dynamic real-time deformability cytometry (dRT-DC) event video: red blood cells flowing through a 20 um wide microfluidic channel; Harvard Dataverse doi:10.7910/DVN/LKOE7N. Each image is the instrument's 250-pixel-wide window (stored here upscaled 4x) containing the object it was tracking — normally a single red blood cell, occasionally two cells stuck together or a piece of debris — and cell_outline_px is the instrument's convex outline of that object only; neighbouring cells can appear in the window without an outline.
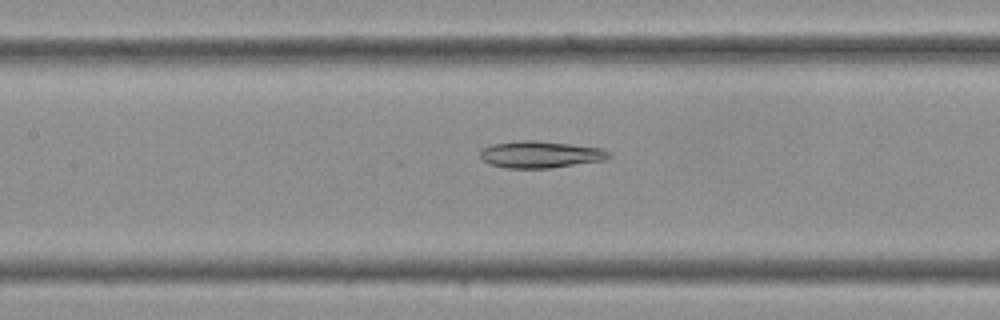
{"species": "Egyptian fruit bat (a non-hibernating species)", "species_latin": "Rousettus aegyptiacus", "temperature_condition": "cold", "stored_images_in_passage": 36, "camera_frame_rate_fps": 3000, "um_per_image_px": 0.085, "frame": {"image": 1, "passage_image": 16, "time_ms": 5.0, "image_size_px": [1000, 320], "cell_outline_px": [[612, 156], [604, 160], [552, 168], [504, 168], [488, 164], [480, 160], [480, 152], [484, 148], [492, 144], [516, 140], [536, 140], [572, 144], [604, 148], [612, 152]], "centroid_in_image_um": [45.95, 13.13], "position_along_channel_um": 161.5, "area_um2": 20.58}}
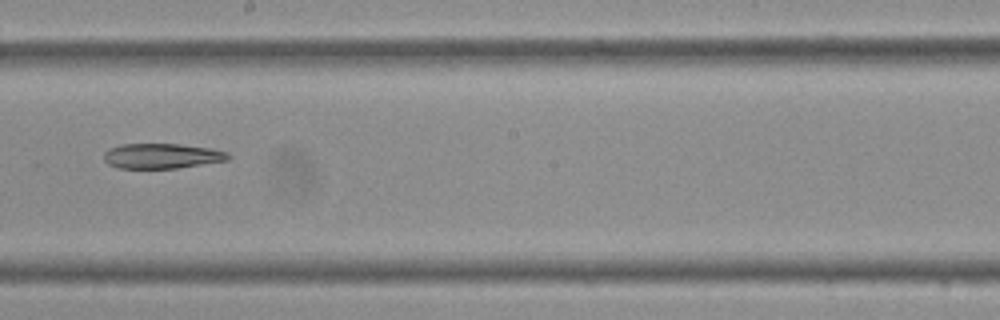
{"frame": {"image": 2, "passage_image": 20, "time_ms": 6.333, "image_size_px": [1000, 320], "cell_outline_px": [[232, 156], [228, 160], [176, 168], [116, 168], [108, 164], [104, 160], [104, 152], [108, 148], [120, 144], [180, 144], [212, 148], [228, 152]], "centroid_in_image_um": [13.75, 13.25], "position_along_channel_um": 234.4, "area_um2": 18.32}}
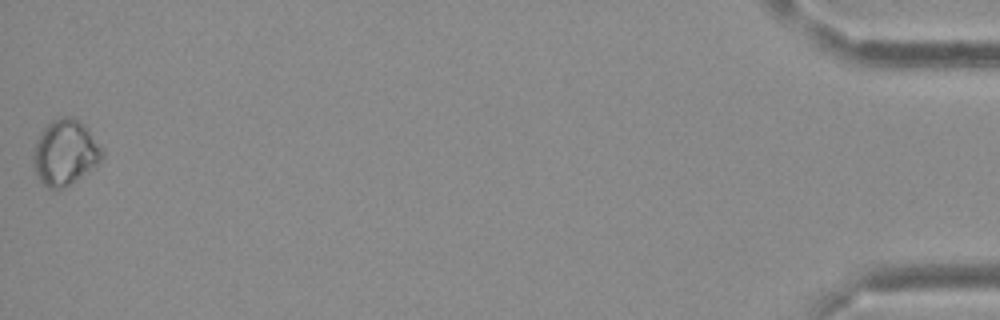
{"frame": {"image": 3, "passage_image": 36, "time_ms": 11.667, "image_size_px": [1000, 320], "cell_outline_px": [[104, 160], [96, 168], [64, 188], [48, 188], [36, 176], [32, 164], [32, 156], [36, 140], [40, 132], [52, 120], [60, 116], [72, 116], [84, 124], [104, 148]], "centroid_in_image_um": [5.57, 12.97], "position_along_channel_um": 429.6, "area_um2": 26.99}}